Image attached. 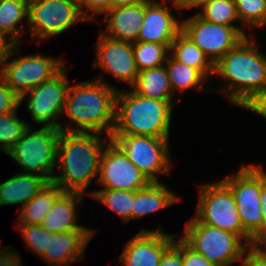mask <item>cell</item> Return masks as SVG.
<instances>
[{"label":"cell","instance_id":"obj_1","mask_svg":"<svg viewBox=\"0 0 266 266\" xmlns=\"http://www.w3.org/2000/svg\"><path fill=\"white\" fill-rule=\"evenodd\" d=\"M107 140L99 133L60 131L57 141L56 166L60 176L52 182L65 192L85 193L99 174L100 158Z\"/></svg>","mask_w":266,"mask_h":266},{"label":"cell","instance_id":"obj_2","mask_svg":"<svg viewBox=\"0 0 266 266\" xmlns=\"http://www.w3.org/2000/svg\"><path fill=\"white\" fill-rule=\"evenodd\" d=\"M116 93L117 89L104 82L102 76L70 85L63 113L76 125L67 124L63 131L100 134L105 130L110 139L115 124Z\"/></svg>","mask_w":266,"mask_h":266},{"label":"cell","instance_id":"obj_3","mask_svg":"<svg viewBox=\"0 0 266 266\" xmlns=\"http://www.w3.org/2000/svg\"><path fill=\"white\" fill-rule=\"evenodd\" d=\"M254 44L253 38L245 37L214 65V74L227 84L216 91L226 93L228 100L238 107L266 91V56Z\"/></svg>","mask_w":266,"mask_h":266},{"label":"cell","instance_id":"obj_4","mask_svg":"<svg viewBox=\"0 0 266 266\" xmlns=\"http://www.w3.org/2000/svg\"><path fill=\"white\" fill-rule=\"evenodd\" d=\"M173 107L168 101L117 90L111 134L169 137Z\"/></svg>","mask_w":266,"mask_h":266},{"label":"cell","instance_id":"obj_5","mask_svg":"<svg viewBox=\"0 0 266 266\" xmlns=\"http://www.w3.org/2000/svg\"><path fill=\"white\" fill-rule=\"evenodd\" d=\"M181 239L217 266H229L242 259L249 247L237 234L201 223L195 216L186 224Z\"/></svg>","mask_w":266,"mask_h":266},{"label":"cell","instance_id":"obj_6","mask_svg":"<svg viewBox=\"0 0 266 266\" xmlns=\"http://www.w3.org/2000/svg\"><path fill=\"white\" fill-rule=\"evenodd\" d=\"M31 128L27 129L6 155L18 162L23 173L36 174L52 182L60 129L42 126L41 129L32 131Z\"/></svg>","mask_w":266,"mask_h":266},{"label":"cell","instance_id":"obj_7","mask_svg":"<svg viewBox=\"0 0 266 266\" xmlns=\"http://www.w3.org/2000/svg\"><path fill=\"white\" fill-rule=\"evenodd\" d=\"M199 191L194 216L201 223L237 234L248 246L257 243L243 229L234 195L222 180L201 185Z\"/></svg>","mask_w":266,"mask_h":266},{"label":"cell","instance_id":"obj_8","mask_svg":"<svg viewBox=\"0 0 266 266\" xmlns=\"http://www.w3.org/2000/svg\"><path fill=\"white\" fill-rule=\"evenodd\" d=\"M222 181L234 195L243 229L257 243H262V167L242 165L236 176L230 175Z\"/></svg>","mask_w":266,"mask_h":266},{"label":"cell","instance_id":"obj_9","mask_svg":"<svg viewBox=\"0 0 266 266\" xmlns=\"http://www.w3.org/2000/svg\"><path fill=\"white\" fill-rule=\"evenodd\" d=\"M19 46L20 44H16L1 64L0 78L21 97L30 89L51 79L65 64L62 59L40 54L15 57L8 61L11 56H15Z\"/></svg>","mask_w":266,"mask_h":266},{"label":"cell","instance_id":"obj_10","mask_svg":"<svg viewBox=\"0 0 266 266\" xmlns=\"http://www.w3.org/2000/svg\"><path fill=\"white\" fill-rule=\"evenodd\" d=\"M110 139L150 182H159L157 173L170 171L169 137L111 134Z\"/></svg>","mask_w":266,"mask_h":266},{"label":"cell","instance_id":"obj_11","mask_svg":"<svg viewBox=\"0 0 266 266\" xmlns=\"http://www.w3.org/2000/svg\"><path fill=\"white\" fill-rule=\"evenodd\" d=\"M26 19L34 40L57 36L87 20L76 0H29Z\"/></svg>","mask_w":266,"mask_h":266},{"label":"cell","instance_id":"obj_12","mask_svg":"<svg viewBox=\"0 0 266 266\" xmlns=\"http://www.w3.org/2000/svg\"><path fill=\"white\" fill-rule=\"evenodd\" d=\"M181 24V32L195 43L214 65L247 37L244 28L212 23L198 14L183 20Z\"/></svg>","mask_w":266,"mask_h":266},{"label":"cell","instance_id":"obj_13","mask_svg":"<svg viewBox=\"0 0 266 266\" xmlns=\"http://www.w3.org/2000/svg\"><path fill=\"white\" fill-rule=\"evenodd\" d=\"M66 71V66H64L51 79L42 82L20 97V103H22L26 94H30L27 99V109L35 123L55 127L63 131L64 126L57 119L63 113L70 87L65 75Z\"/></svg>","mask_w":266,"mask_h":266},{"label":"cell","instance_id":"obj_14","mask_svg":"<svg viewBox=\"0 0 266 266\" xmlns=\"http://www.w3.org/2000/svg\"><path fill=\"white\" fill-rule=\"evenodd\" d=\"M97 181L104 189L128 191L143 189L151 183L111 139L103 149Z\"/></svg>","mask_w":266,"mask_h":266},{"label":"cell","instance_id":"obj_15","mask_svg":"<svg viewBox=\"0 0 266 266\" xmlns=\"http://www.w3.org/2000/svg\"><path fill=\"white\" fill-rule=\"evenodd\" d=\"M96 44L97 57L94 68L100 67L120 82L133 85L138 70L135 64L133 43L109 38L101 33ZM98 60V61H97Z\"/></svg>","mask_w":266,"mask_h":266},{"label":"cell","instance_id":"obj_16","mask_svg":"<svg viewBox=\"0 0 266 266\" xmlns=\"http://www.w3.org/2000/svg\"><path fill=\"white\" fill-rule=\"evenodd\" d=\"M174 235L142 229L126 244L118 259L124 266H159L164 252L173 244Z\"/></svg>","mask_w":266,"mask_h":266},{"label":"cell","instance_id":"obj_17","mask_svg":"<svg viewBox=\"0 0 266 266\" xmlns=\"http://www.w3.org/2000/svg\"><path fill=\"white\" fill-rule=\"evenodd\" d=\"M144 2V20L137 41L165 44L169 48L182 30V24L170 13L166 1Z\"/></svg>","mask_w":266,"mask_h":266},{"label":"cell","instance_id":"obj_18","mask_svg":"<svg viewBox=\"0 0 266 266\" xmlns=\"http://www.w3.org/2000/svg\"><path fill=\"white\" fill-rule=\"evenodd\" d=\"M94 230L82 227L69 232H48L47 249L40 256L49 266H68L79 261Z\"/></svg>","mask_w":266,"mask_h":266},{"label":"cell","instance_id":"obj_19","mask_svg":"<svg viewBox=\"0 0 266 266\" xmlns=\"http://www.w3.org/2000/svg\"><path fill=\"white\" fill-rule=\"evenodd\" d=\"M105 18L107 25L102 34L115 40L137 42L144 20V3L111 7Z\"/></svg>","mask_w":266,"mask_h":266},{"label":"cell","instance_id":"obj_20","mask_svg":"<svg viewBox=\"0 0 266 266\" xmlns=\"http://www.w3.org/2000/svg\"><path fill=\"white\" fill-rule=\"evenodd\" d=\"M83 195L80 192H64L55 201L40 225L52 233L80 230L83 226L76 223L78 218L75 209L80 204Z\"/></svg>","mask_w":266,"mask_h":266},{"label":"cell","instance_id":"obj_21","mask_svg":"<svg viewBox=\"0 0 266 266\" xmlns=\"http://www.w3.org/2000/svg\"><path fill=\"white\" fill-rule=\"evenodd\" d=\"M49 181L42 176L17 173L0 184V206L21 204V208Z\"/></svg>","mask_w":266,"mask_h":266},{"label":"cell","instance_id":"obj_22","mask_svg":"<svg viewBox=\"0 0 266 266\" xmlns=\"http://www.w3.org/2000/svg\"><path fill=\"white\" fill-rule=\"evenodd\" d=\"M130 87H133V92L138 95L168 101L175 105L173 101L175 91H172L165 65L138 72L134 84Z\"/></svg>","mask_w":266,"mask_h":266},{"label":"cell","instance_id":"obj_23","mask_svg":"<svg viewBox=\"0 0 266 266\" xmlns=\"http://www.w3.org/2000/svg\"><path fill=\"white\" fill-rule=\"evenodd\" d=\"M181 200L161 182H151L143 189L134 191L132 219L149 215Z\"/></svg>","mask_w":266,"mask_h":266},{"label":"cell","instance_id":"obj_24","mask_svg":"<svg viewBox=\"0 0 266 266\" xmlns=\"http://www.w3.org/2000/svg\"><path fill=\"white\" fill-rule=\"evenodd\" d=\"M64 192L59 185L49 182L21 208V212L18 214L19 224L40 225L55 201Z\"/></svg>","mask_w":266,"mask_h":266},{"label":"cell","instance_id":"obj_25","mask_svg":"<svg viewBox=\"0 0 266 266\" xmlns=\"http://www.w3.org/2000/svg\"><path fill=\"white\" fill-rule=\"evenodd\" d=\"M170 54L183 64L197 69L206 79L214 74V64L187 36L180 32L170 46Z\"/></svg>","mask_w":266,"mask_h":266},{"label":"cell","instance_id":"obj_26","mask_svg":"<svg viewBox=\"0 0 266 266\" xmlns=\"http://www.w3.org/2000/svg\"><path fill=\"white\" fill-rule=\"evenodd\" d=\"M29 0H2L0 2V31L16 44L20 43L24 29L16 27L23 18L28 17Z\"/></svg>","mask_w":266,"mask_h":266},{"label":"cell","instance_id":"obj_27","mask_svg":"<svg viewBox=\"0 0 266 266\" xmlns=\"http://www.w3.org/2000/svg\"><path fill=\"white\" fill-rule=\"evenodd\" d=\"M165 67L168 72L172 91L179 90L183 92L189 88H198L199 90L205 84L204 81H206V78L197 69L177 61L170 53L166 59Z\"/></svg>","mask_w":266,"mask_h":266},{"label":"cell","instance_id":"obj_28","mask_svg":"<svg viewBox=\"0 0 266 266\" xmlns=\"http://www.w3.org/2000/svg\"><path fill=\"white\" fill-rule=\"evenodd\" d=\"M90 194L95 200L116 212L124 222L132 219L134 191L102 189Z\"/></svg>","mask_w":266,"mask_h":266},{"label":"cell","instance_id":"obj_29","mask_svg":"<svg viewBox=\"0 0 266 266\" xmlns=\"http://www.w3.org/2000/svg\"><path fill=\"white\" fill-rule=\"evenodd\" d=\"M170 48L154 42H134L133 53L138 72L156 68L166 63Z\"/></svg>","mask_w":266,"mask_h":266},{"label":"cell","instance_id":"obj_30","mask_svg":"<svg viewBox=\"0 0 266 266\" xmlns=\"http://www.w3.org/2000/svg\"><path fill=\"white\" fill-rule=\"evenodd\" d=\"M17 110L0 115V149L6 152L24 135L30 125L16 115Z\"/></svg>","mask_w":266,"mask_h":266},{"label":"cell","instance_id":"obj_31","mask_svg":"<svg viewBox=\"0 0 266 266\" xmlns=\"http://www.w3.org/2000/svg\"><path fill=\"white\" fill-rule=\"evenodd\" d=\"M206 21L219 25L235 26L233 20H239L234 0H214L197 13Z\"/></svg>","mask_w":266,"mask_h":266},{"label":"cell","instance_id":"obj_32","mask_svg":"<svg viewBox=\"0 0 266 266\" xmlns=\"http://www.w3.org/2000/svg\"><path fill=\"white\" fill-rule=\"evenodd\" d=\"M242 24L261 28L266 21V0H234Z\"/></svg>","mask_w":266,"mask_h":266},{"label":"cell","instance_id":"obj_33","mask_svg":"<svg viewBox=\"0 0 266 266\" xmlns=\"http://www.w3.org/2000/svg\"><path fill=\"white\" fill-rule=\"evenodd\" d=\"M21 236L24 238V243L27 248L31 249V252L41 256L45 249H47L48 243V231H46L41 225L33 224H18L17 227Z\"/></svg>","mask_w":266,"mask_h":266},{"label":"cell","instance_id":"obj_34","mask_svg":"<svg viewBox=\"0 0 266 266\" xmlns=\"http://www.w3.org/2000/svg\"><path fill=\"white\" fill-rule=\"evenodd\" d=\"M20 97L0 78V115L18 110Z\"/></svg>","mask_w":266,"mask_h":266},{"label":"cell","instance_id":"obj_35","mask_svg":"<svg viewBox=\"0 0 266 266\" xmlns=\"http://www.w3.org/2000/svg\"><path fill=\"white\" fill-rule=\"evenodd\" d=\"M82 15L88 20H94L95 14H105L112 7V0H76ZM85 8V9H83ZM87 10V11H86ZM90 11V14H88Z\"/></svg>","mask_w":266,"mask_h":266},{"label":"cell","instance_id":"obj_36","mask_svg":"<svg viewBox=\"0 0 266 266\" xmlns=\"http://www.w3.org/2000/svg\"><path fill=\"white\" fill-rule=\"evenodd\" d=\"M242 258L244 259L240 266H266V247H262V243L249 245Z\"/></svg>","mask_w":266,"mask_h":266},{"label":"cell","instance_id":"obj_37","mask_svg":"<svg viewBox=\"0 0 266 266\" xmlns=\"http://www.w3.org/2000/svg\"><path fill=\"white\" fill-rule=\"evenodd\" d=\"M159 266H183L182 239L174 238L173 244L164 252Z\"/></svg>","mask_w":266,"mask_h":266},{"label":"cell","instance_id":"obj_38","mask_svg":"<svg viewBox=\"0 0 266 266\" xmlns=\"http://www.w3.org/2000/svg\"><path fill=\"white\" fill-rule=\"evenodd\" d=\"M182 262L183 266H217L207 260L200 253L195 252L182 240Z\"/></svg>","mask_w":266,"mask_h":266},{"label":"cell","instance_id":"obj_39","mask_svg":"<svg viewBox=\"0 0 266 266\" xmlns=\"http://www.w3.org/2000/svg\"><path fill=\"white\" fill-rule=\"evenodd\" d=\"M245 109L253 111L266 119V91L254 95L245 105Z\"/></svg>","mask_w":266,"mask_h":266},{"label":"cell","instance_id":"obj_40","mask_svg":"<svg viewBox=\"0 0 266 266\" xmlns=\"http://www.w3.org/2000/svg\"><path fill=\"white\" fill-rule=\"evenodd\" d=\"M2 248V249H1ZM15 251L0 247V266H21V258Z\"/></svg>","mask_w":266,"mask_h":266},{"label":"cell","instance_id":"obj_41","mask_svg":"<svg viewBox=\"0 0 266 266\" xmlns=\"http://www.w3.org/2000/svg\"><path fill=\"white\" fill-rule=\"evenodd\" d=\"M6 36V34L0 31V66L16 45L12 39H7Z\"/></svg>","mask_w":266,"mask_h":266},{"label":"cell","instance_id":"obj_42","mask_svg":"<svg viewBox=\"0 0 266 266\" xmlns=\"http://www.w3.org/2000/svg\"><path fill=\"white\" fill-rule=\"evenodd\" d=\"M262 206V242L266 239V172L263 170V185L261 190Z\"/></svg>","mask_w":266,"mask_h":266},{"label":"cell","instance_id":"obj_43","mask_svg":"<svg viewBox=\"0 0 266 266\" xmlns=\"http://www.w3.org/2000/svg\"><path fill=\"white\" fill-rule=\"evenodd\" d=\"M214 0H181L178 4L179 9H190L194 7H200L201 9L207 5L208 3L212 2Z\"/></svg>","mask_w":266,"mask_h":266},{"label":"cell","instance_id":"obj_44","mask_svg":"<svg viewBox=\"0 0 266 266\" xmlns=\"http://www.w3.org/2000/svg\"><path fill=\"white\" fill-rule=\"evenodd\" d=\"M147 1L149 0H112V7L135 5V4L144 3Z\"/></svg>","mask_w":266,"mask_h":266},{"label":"cell","instance_id":"obj_45","mask_svg":"<svg viewBox=\"0 0 266 266\" xmlns=\"http://www.w3.org/2000/svg\"><path fill=\"white\" fill-rule=\"evenodd\" d=\"M163 1H166V0H163ZM181 0H172V5L179 10V6L178 4L180 3Z\"/></svg>","mask_w":266,"mask_h":266},{"label":"cell","instance_id":"obj_46","mask_svg":"<svg viewBox=\"0 0 266 266\" xmlns=\"http://www.w3.org/2000/svg\"><path fill=\"white\" fill-rule=\"evenodd\" d=\"M262 245L266 247V239L262 242Z\"/></svg>","mask_w":266,"mask_h":266},{"label":"cell","instance_id":"obj_47","mask_svg":"<svg viewBox=\"0 0 266 266\" xmlns=\"http://www.w3.org/2000/svg\"><path fill=\"white\" fill-rule=\"evenodd\" d=\"M264 27H266V21H265L264 25L261 28L263 29Z\"/></svg>","mask_w":266,"mask_h":266}]
</instances>
